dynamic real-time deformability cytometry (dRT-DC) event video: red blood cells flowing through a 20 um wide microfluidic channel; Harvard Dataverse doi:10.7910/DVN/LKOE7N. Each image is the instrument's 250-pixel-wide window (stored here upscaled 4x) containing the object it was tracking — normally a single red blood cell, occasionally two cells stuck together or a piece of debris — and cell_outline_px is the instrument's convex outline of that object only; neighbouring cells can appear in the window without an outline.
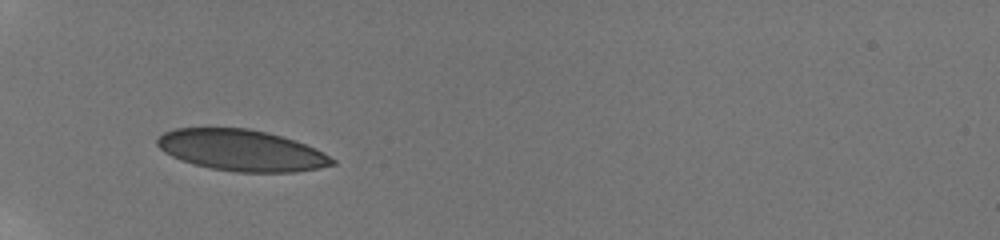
{"species": "human", "species_latin": "Homo sapiens", "temperature_condition": "room temperature", "stored_images_in_passage": 29, "camera_frame_rate_fps": 3000, "um_per_image_px": 0.085, "donor": {"sex": "male"}, "frame": {"image": 1, "passage_image": 1, "time_ms": 0.0, "image_size_px": [1000, 240], "cell_outline_px": [[336, 164], [320, 168], [296, 172], [236, 172], [212, 168], [180, 160], [164, 152], [156, 144], [156, 136], [164, 132], [176, 128], [248, 128], [268, 132], [316, 148], [324, 152], [336, 160]], "centroid_in_image_um": [20.53, 12.78], "position_along_channel_um": 64.5, "area_um2": 42.08}}
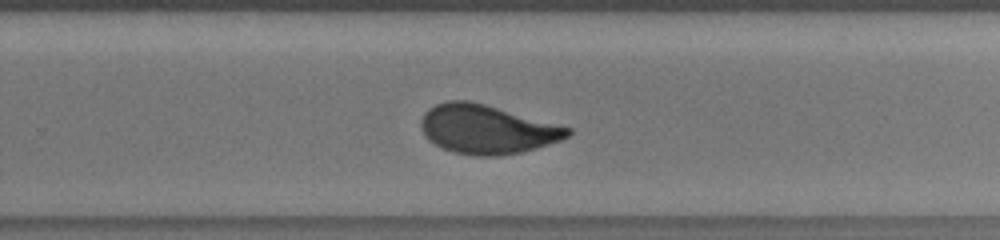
{"frame": {"image": 2, "passage_image": 23, "time_ms": 6.333, "image_size_px": [1000, 240], "cell_outline_px": [[572, 132], [568, 136], [560, 140], [536, 148], [520, 152], [500, 156], [476, 156], [452, 152], [440, 148], [428, 140], [424, 136], [420, 128], [420, 120], [424, 112], [428, 108], [436, 104], [448, 100], [468, 100], [484, 104], [572, 128]], "centroid_in_image_um": [41.33, 11.0], "position_along_channel_um": 288.5, "area_um2": 41.96}}
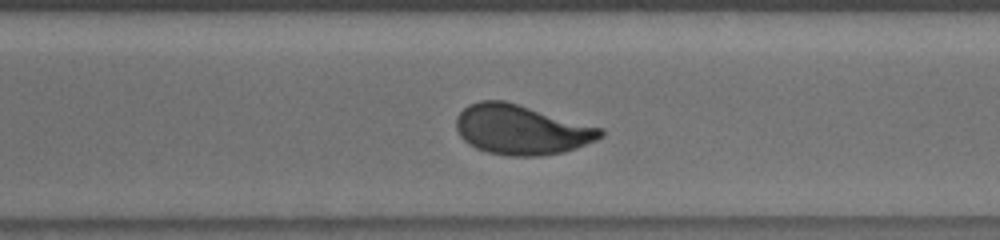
{"frame": {"image": 3, "passage_image": 27, "time_ms": 7.333, "image_size_px": [1000, 240], "cell_outline_px": [[604, 136], [596, 140], [576, 148], [564, 152], [536, 156], [508, 156], [488, 152], [476, 148], [468, 144], [460, 136], [456, 128], [456, 116], [468, 104], [480, 100], [504, 100], [604, 128]], "centroid_in_image_um": [44.31, 11.02], "position_along_channel_um": 326.3, "area_um2": 42.02}}